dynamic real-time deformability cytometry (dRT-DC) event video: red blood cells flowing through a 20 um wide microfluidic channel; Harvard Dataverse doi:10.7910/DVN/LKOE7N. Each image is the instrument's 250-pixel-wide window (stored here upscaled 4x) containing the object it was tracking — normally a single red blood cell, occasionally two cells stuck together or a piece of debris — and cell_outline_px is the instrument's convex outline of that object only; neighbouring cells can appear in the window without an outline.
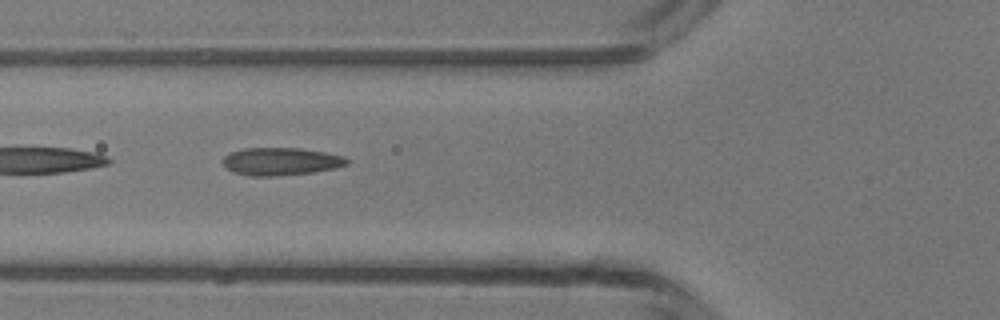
{"species": "common noctule bat (a hibernating species)", "species_latin": "Nyctalus noctula", "temperature_condition": "room temperature", "stored_images_in_passage": 6, "camera_frame_rate_fps": 3000, "um_per_image_px": 0.085, "animal": {"sex": "male", "body_mass_g": 13.3}, "frame": {"image": 1, "passage_image": 5, "time_ms": 4.667, "image_size_px": [1000, 320], "cell_outline_px": [[348, 164], [336, 168], [312, 172], [276, 176], [248, 176], [232, 172], [224, 164], [224, 156], [232, 152], [244, 148], [300, 148], [324, 152], [344, 156], [348, 160]], "centroid_in_image_um": [23.88, 13.72], "position_along_channel_um": 101.9, "area_um2": 19.94}}
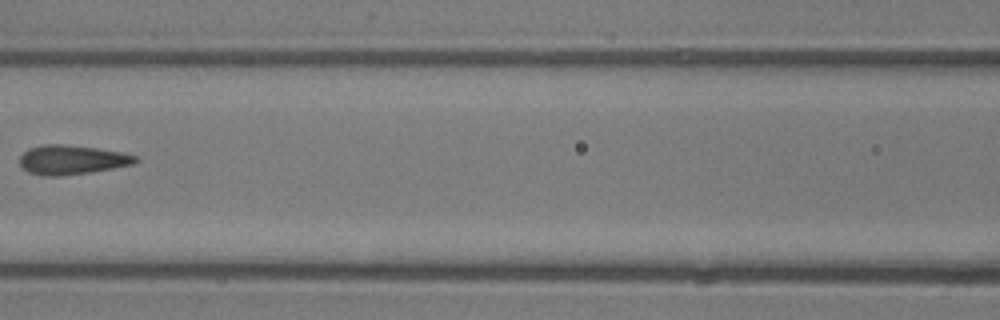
{"frame": {"image": 2, "passage_image": 6, "time_ms": 6.0, "image_size_px": [1000, 320], "cell_outline_px": [[140, 160], [136, 164], [92, 172], [64, 176], [40, 176], [28, 172], [20, 164], [20, 156], [28, 148], [44, 144], [64, 144], [96, 148], [124, 152], [136, 156]], "centroid_in_image_um": [6.14, 13.59], "position_along_channel_um": 160.5, "area_um2": 20.11}}